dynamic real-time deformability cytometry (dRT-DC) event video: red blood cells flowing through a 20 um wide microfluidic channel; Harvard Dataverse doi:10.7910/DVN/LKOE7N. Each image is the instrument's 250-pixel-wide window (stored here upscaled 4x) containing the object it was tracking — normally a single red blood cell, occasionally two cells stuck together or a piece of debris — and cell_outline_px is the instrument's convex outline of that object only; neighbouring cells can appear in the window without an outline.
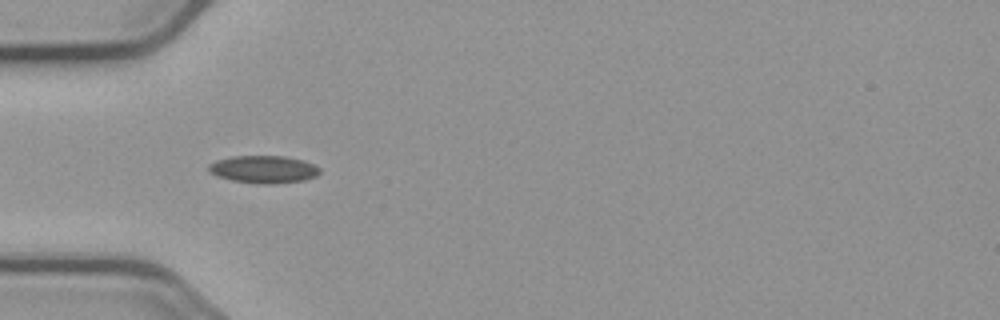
{"species": "common noctule bat (a hibernating species)", "species_latin": "Nyctalus noctula", "temperature_condition": "cold", "stored_images_in_passage": 4, "camera_frame_rate_fps": 3000, "um_per_image_px": 0.085, "animal": {"sex": "male", "body_mass_g": 23.1, "forearm_length_mm": 52.7}, "frame": {"image": 1, "passage_image": 4, "time_ms": 4.333, "image_size_px": [1000, 320], "cell_outline_px": [[320, 172], [316, 176], [304, 180], [272, 184], [256, 184], [232, 180], [216, 176], [208, 172], [208, 164], [216, 160], [232, 156], [284, 156], [304, 160], [320, 168]], "centroid_in_image_um": [22.37, 14.39], "position_along_channel_um": 62.6, "area_um2": 17.98}}